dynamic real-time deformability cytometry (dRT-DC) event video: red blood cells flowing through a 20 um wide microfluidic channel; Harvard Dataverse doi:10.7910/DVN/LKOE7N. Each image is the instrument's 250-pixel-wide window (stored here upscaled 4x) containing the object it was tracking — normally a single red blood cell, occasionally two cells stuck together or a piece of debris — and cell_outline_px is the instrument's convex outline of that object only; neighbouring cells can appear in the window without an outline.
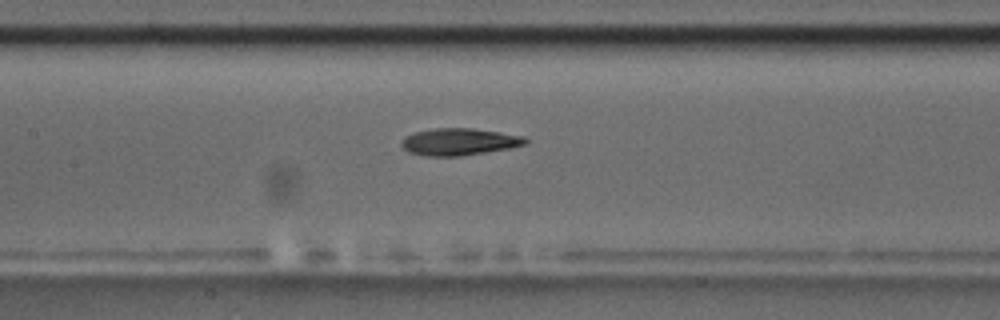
{"species": "common noctule bat (a hibernating species)", "species_latin": "Nyctalus noctula", "temperature_condition": "room temperature", "stored_images_in_passage": 33, "camera_frame_rate_fps": 3000, "um_per_image_px": 0.085, "animal": {"sex": "male", "body_mass_g": 17.5, "forearm_length_mm": 52.3}, "frame": {"image": 1, "passage_image": 10, "time_ms": 3.0, "image_size_px": [1000, 320], "cell_outline_px": [[528, 144], [512, 148], [460, 156], [424, 156], [408, 152], [400, 144], [400, 140], [404, 136], [416, 132], [436, 128], [472, 128], [500, 132], [524, 136], [528, 140]], "centroid_in_image_um": [39.04, 12.05], "position_along_channel_um": 168.4, "area_um2": 19.71}}
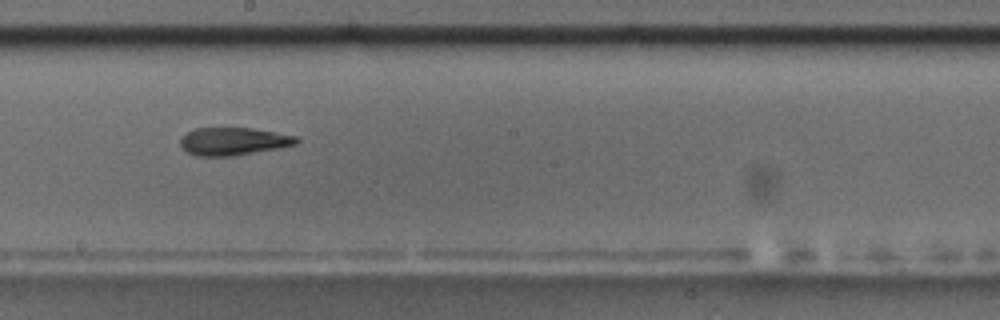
{"frame": {"image": 2, "passage_image": 15, "time_ms": 4.667, "image_size_px": [1000, 320], "cell_outline_px": [[300, 140], [296, 144], [276, 148], [232, 156], [196, 156], [180, 148], [180, 140], [188, 132], [196, 128], [252, 128], [300, 136]], "centroid_in_image_um": [19.85, 12.01], "position_along_channel_um": 228.4, "area_um2": 18.73}, "authors_computed_cell_mechanics": {"area_um2": 18.9584, "velocity_mm_per_s": 3.6289, "shape_relaxation_time_tau1_ms": 7.6375, "shape_relaxation_time_tau2_ms": 5.0777, "deformation_change_tau1": 0.2169, "deformation_change_tau2": 0.1485}}